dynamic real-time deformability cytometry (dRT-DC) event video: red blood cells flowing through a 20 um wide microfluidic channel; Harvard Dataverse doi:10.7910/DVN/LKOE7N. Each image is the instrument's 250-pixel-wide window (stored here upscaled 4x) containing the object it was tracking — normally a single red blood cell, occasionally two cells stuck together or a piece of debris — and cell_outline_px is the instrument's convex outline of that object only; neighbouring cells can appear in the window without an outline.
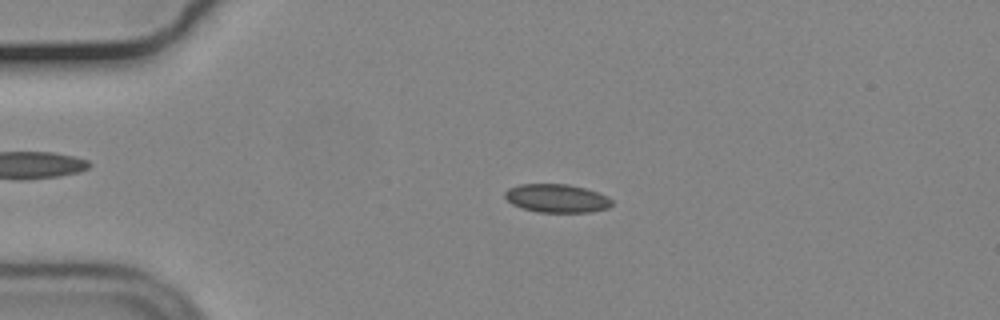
{"species": "common noctule bat (a hibernating species)", "species_latin": "Nyctalus noctula", "temperature_condition": "cold", "stored_images_in_passage": 55, "camera_frame_rate_fps": 3000, "um_per_image_px": 0.085, "animal": {"sex": "male", "body_mass_g": 19.2, "forearm_length_mm": 51.8}, "frame": {"image": 1, "passage_image": 12, "time_ms": 3.667, "image_size_px": [1000, 320], "cell_outline_px": [[612, 204], [608, 208], [592, 212], [536, 212], [512, 204], [504, 196], [504, 192], [508, 188], [520, 184], [568, 184], [600, 192], [608, 196], [612, 200]], "centroid_in_image_um": [47.35, 16.85], "position_along_channel_um": 37.7, "area_um2": 17.8}}
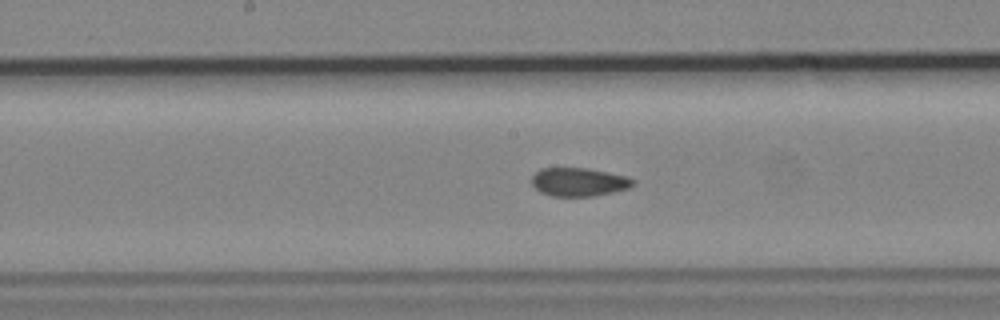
{"frame": {"image": 2, "passage_image": 28, "time_ms": 9.0, "image_size_px": [1000, 320], "cell_outline_px": [[636, 184], [628, 188], [612, 192], [592, 196], [552, 196], [540, 192], [532, 184], [532, 176], [540, 168], [588, 168], [628, 176], [636, 180]], "centroid_in_image_um": [49.23, 15.46], "position_along_channel_um": 199.0, "area_um2": 16.88}}
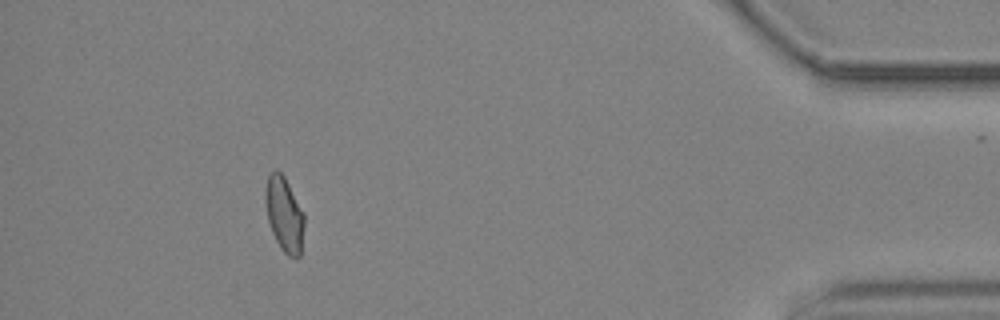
{"frame": {"image": 3, "passage_image": 50, "time_ms": 16.333, "image_size_px": [1000, 320], "cell_outline_px": [[304, 224], [300, 256], [296, 260], [288, 256], [280, 248], [272, 232], [268, 220], [264, 200], [264, 192], [268, 176], [276, 168], [284, 176], [304, 212]], "centroid_in_image_um": [24.16, 18.23], "position_along_channel_um": 411.0, "area_um2": 17.11}, "authors_computed_cell_mechanics": {"area_um2": 17.2822, "velocity_mm_per_s": 3.6972, "shape_relaxation_time_tau1_ms": null, "shape_relaxation_time_tau2_ms": 1.4237, "deformation_change_tau1": null, "deformation_change_tau2": 0.0419}}